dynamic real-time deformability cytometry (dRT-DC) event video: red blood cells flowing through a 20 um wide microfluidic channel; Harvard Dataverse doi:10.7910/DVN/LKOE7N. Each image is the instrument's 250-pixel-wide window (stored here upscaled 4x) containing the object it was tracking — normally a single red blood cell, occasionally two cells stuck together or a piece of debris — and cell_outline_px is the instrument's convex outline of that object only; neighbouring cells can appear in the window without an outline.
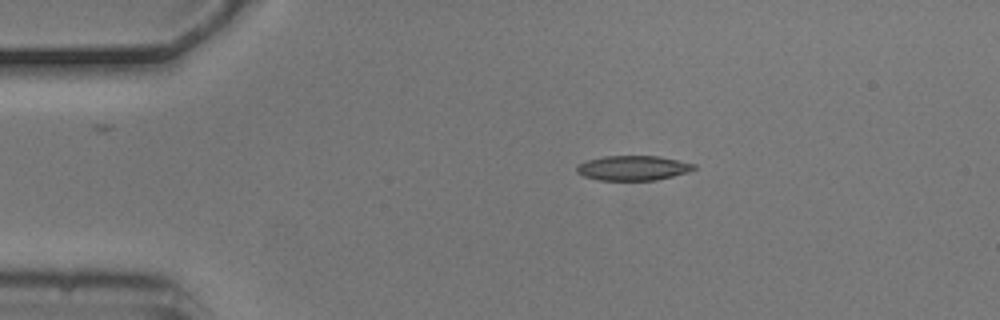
{"species": "common noctule bat (a hibernating species)", "species_latin": "Nyctalus noctula", "temperature_condition": "cold", "stored_images_in_passage": 6, "camera_frame_rate_fps": 3000, "um_per_image_px": 0.085, "animal": {"sex": "male", "body_mass_g": 20.5, "forearm_length_mm": 52.5}, "frame": {"image": 1, "passage_image": 1, "time_ms": 0.0, "image_size_px": [1000, 320], "cell_outline_px": [[696, 168], [672, 176], [656, 180], [600, 180], [584, 176], [576, 172], [576, 168], [580, 164], [588, 160], [604, 156], [656, 156], [696, 164]], "centroid_in_image_um": [53.78, 14.28], "position_along_channel_um": 31.2, "area_um2": 16.59}}
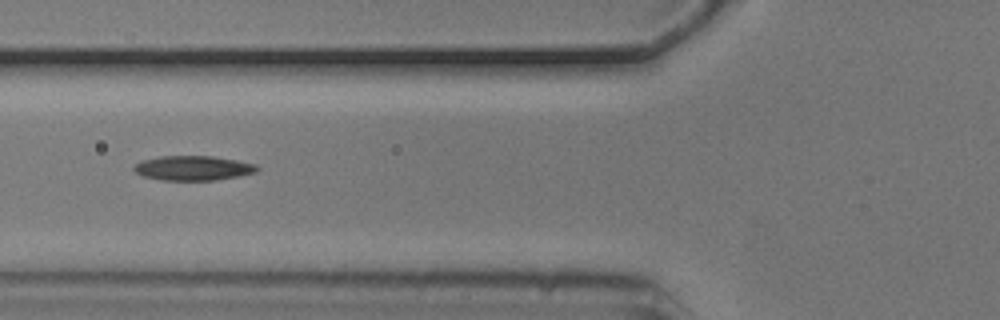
{"frame": {"image": 2, "passage_image": 4, "time_ms": 1.0, "image_size_px": [1000, 320], "cell_outline_px": [[260, 168], [256, 172], [240, 176], [216, 180], [160, 180], [144, 176], [136, 172], [132, 168], [136, 164], [144, 160], [160, 156], [212, 156], [236, 160], [256, 164]], "centroid_in_image_um": [16.45, 14.29], "position_along_channel_um": 109.4, "area_um2": 17.63}}
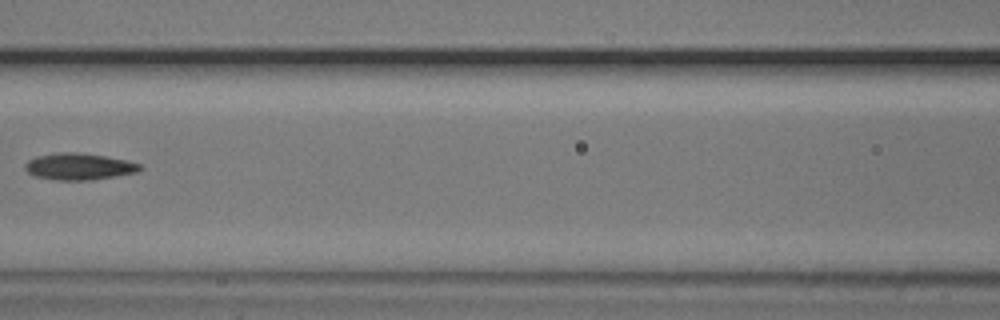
{"frame": {"image": 3, "passage_image": 5, "time_ms": 1.333, "image_size_px": [1000, 320], "cell_outline_px": [[144, 168], [140, 172], [92, 180], [56, 180], [36, 176], [28, 172], [24, 168], [24, 164], [28, 160], [36, 156], [56, 152], [76, 152], [104, 156], [124, 160], [140, 164]], "centroid_in_image_um": [6.72, 14.15], "position_along_channel_um": 159.9, "area_um2": 17.92}}